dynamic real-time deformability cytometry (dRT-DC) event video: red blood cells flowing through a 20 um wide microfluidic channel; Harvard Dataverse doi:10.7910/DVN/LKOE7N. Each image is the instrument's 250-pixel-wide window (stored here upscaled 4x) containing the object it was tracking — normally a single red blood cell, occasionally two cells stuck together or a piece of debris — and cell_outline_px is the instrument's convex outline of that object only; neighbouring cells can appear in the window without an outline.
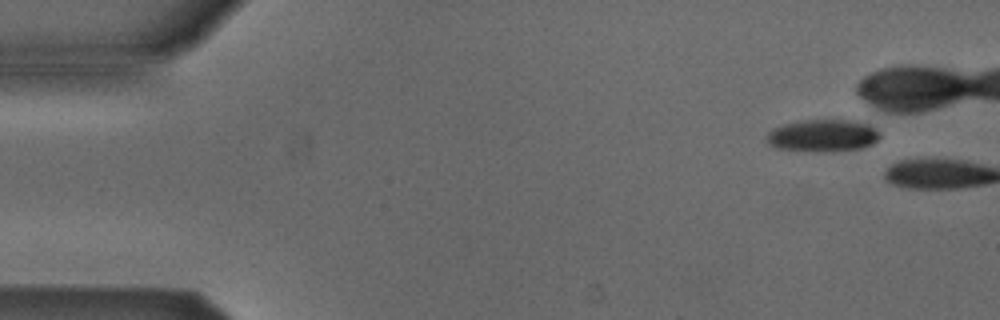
{"species": "Egyptian fruit bat (a non-hibernating species)", "species_latin": "Rousettus aegyptiacus", "temperature_condition": "cold", "stored_images_in_passage": 3, "camera_frame_rate_fps": 3000, "um_per_image_px": 0.085, "animal": {"sex": "male"}, "frame": {"image": 1, "passage_image": 2, "time_ms": 0.333, "image_size_px": [1000, 320], "cell_outline_px": [[880, 136], [872, 144], [860, 148], [776, 148], [768, 144], [768, 132], [772, 128], [784, 124], [804, 120], [844, 120], [868, 124]], "centroid_in_image_um": [69.9, 11.46], "position_along_channel_um": 15.1, "area_um2": 19.59}}